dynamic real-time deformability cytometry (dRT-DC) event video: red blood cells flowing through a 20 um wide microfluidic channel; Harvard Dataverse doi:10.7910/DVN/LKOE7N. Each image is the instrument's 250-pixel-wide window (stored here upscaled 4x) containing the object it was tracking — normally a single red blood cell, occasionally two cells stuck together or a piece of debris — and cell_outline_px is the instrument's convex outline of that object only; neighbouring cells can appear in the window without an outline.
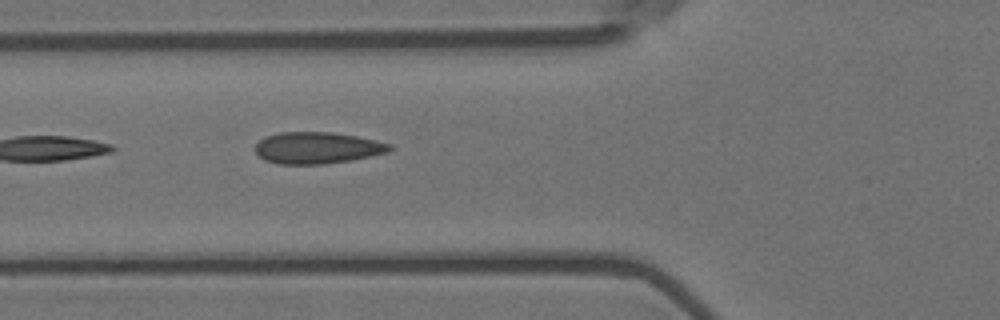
{"species": "Egyptian fruit bat (a non-hibernating species)", "species_latin": "Rousettus aegyptiacus", "temperature_condition": "room temperature", "stored_images_in_passage": 6, "camera_frame_rate_fps": 3000, "um_per_image_px": 0.085, "animal": {"sex": "female"}, "frame": {"image": 1, "passage_image": 6, "time_ms": 1.667, "image_size_px": [1000, 320], "cell_outline_px": [[392, 148], [388, 152], [352, 160], [324, 164], [276, 164], [264, 160], [256, 152], [256, 144], [264, 136], [280, 132], [332, 132], [356, 136], [376, 140], [392, 144]], "centroid_in_image_um": [26.96, 12.57], "position_along_channel_um": 98.8, "area_um2": 24.85}}